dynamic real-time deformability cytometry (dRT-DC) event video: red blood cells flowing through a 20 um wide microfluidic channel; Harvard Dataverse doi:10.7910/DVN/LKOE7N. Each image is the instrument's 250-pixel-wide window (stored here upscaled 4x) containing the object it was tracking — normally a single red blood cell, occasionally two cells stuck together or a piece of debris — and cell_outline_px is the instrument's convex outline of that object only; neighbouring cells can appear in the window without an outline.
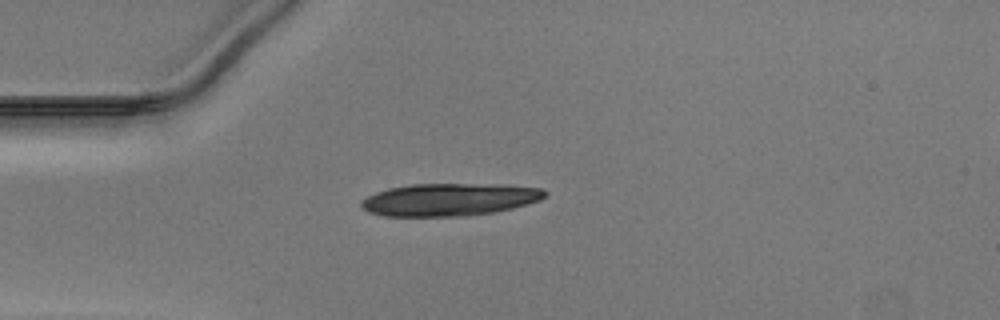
{"species": "Egyptian fruit bat (a non-hibernating species)", "species_latin": "Rousettus aegyptiacus", "temperature_condition": "warm", "stored_images_in_passage": 34, "camera_frame_rate_fps": 3000, "um_per_image_px": 0.085, "animal": {"sex": "male"}, "frame": {"image": 1, "passage_image": 1, "time_ms": 0.0, "image_size_px": [1000, 320], "cell_outline_px": [[548, 192], [540, 200], [512, 208], [492, 212], [468, 216], [384, 216], [368, 212], [360, 204], [360, 200], [376, 192], [388, 188], [412, 184], [504, 184], [540, 188]], "centroid_in_image_um": [38.18, 16.96], "position_along_channel_um": 46.8, "area_um2": 34.85}}